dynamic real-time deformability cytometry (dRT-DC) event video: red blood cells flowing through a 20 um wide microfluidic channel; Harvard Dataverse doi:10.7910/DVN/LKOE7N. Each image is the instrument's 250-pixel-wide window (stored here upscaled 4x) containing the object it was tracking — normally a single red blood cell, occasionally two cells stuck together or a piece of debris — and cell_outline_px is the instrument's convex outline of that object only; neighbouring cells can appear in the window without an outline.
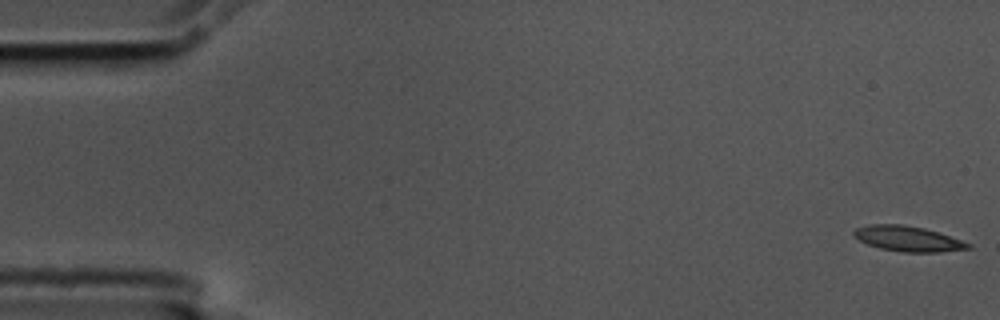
{"species": "common noctule bat (a hibernating species)", "species_latin": "Nyctalus noctula", "temperature_condition": "cold", "stored_images_in_passage": 10, "camera_frame_rate_fps": 3000, "um_per_image_px": 0.085, "animal": {"sex": "male", "body_mass_g": 17.5, "forearm_length_mm": 52.3}, "frame": {"image": 1, "passage_image": 1, "time_ms": 0.0, "image_size_px": [1000, 320], "cell_outline_px": [[972, 248], [940, 252], [904, 252], [880, 248], [868, 244], [860, 240], [852, 232], [856, 228], [872, 224], [904, 224], [924, 228], [972, 244]], "centroid_in_image_um": [77.18, 20.29], "position_along_channel_um": 7.8, "area_um2": 16.59}}
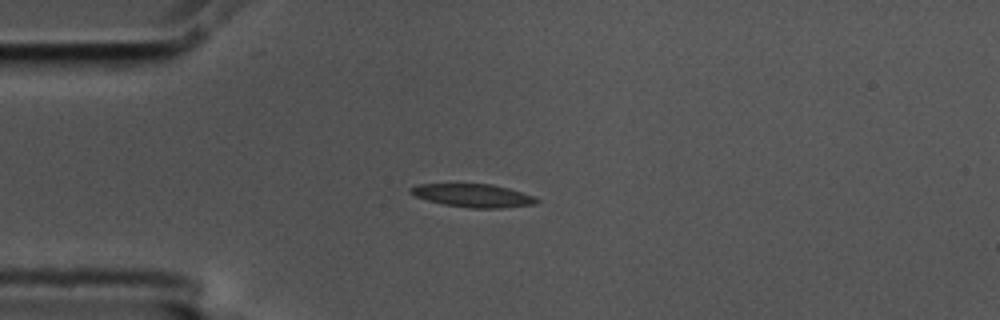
{"frame": {"image": 2, "passage_image": 4, "time_ms": 1.0, "image_size_px": [1000, 320], "cell_outline_px": [[540, 200], [536, 204], [500, 208], [472, 208], [444, 204], [428, 200], [416, 196], [408, 192], [408, 188], [420, 184], [492, 184], [508, 188], [536, 196]], "centroid_in_image_um": [40.24, 16.62], "position_along_channel_um": 44.8, "area_um2": 16.99}}
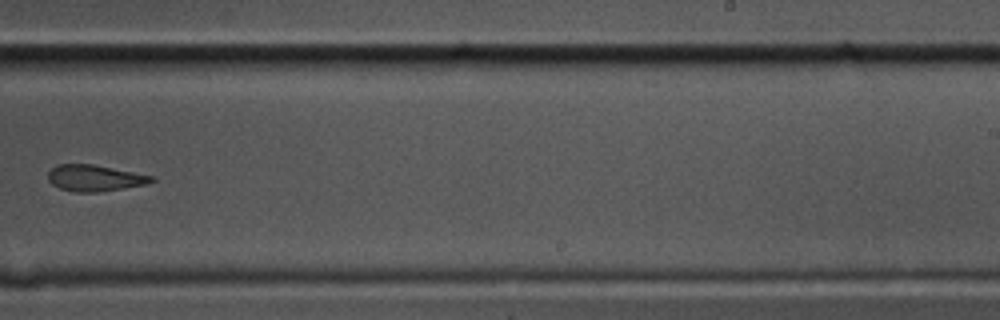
{"frame": {"image": 3, "passage_image": 10, "time_ms": 3.0, "image_size_px": [1000, 320], "cell_outline_px": [[156, 180], [148, 184], [96, 192], [72, 192], [60, 188], [52, 184], [48, 180], [48, 172], [56, 164], [92, 164], [156, 176]], "centroid_in_image_um": [8.07, 15.13], "position_along_channel_um": 280.9, "area_um2": 15.95}}